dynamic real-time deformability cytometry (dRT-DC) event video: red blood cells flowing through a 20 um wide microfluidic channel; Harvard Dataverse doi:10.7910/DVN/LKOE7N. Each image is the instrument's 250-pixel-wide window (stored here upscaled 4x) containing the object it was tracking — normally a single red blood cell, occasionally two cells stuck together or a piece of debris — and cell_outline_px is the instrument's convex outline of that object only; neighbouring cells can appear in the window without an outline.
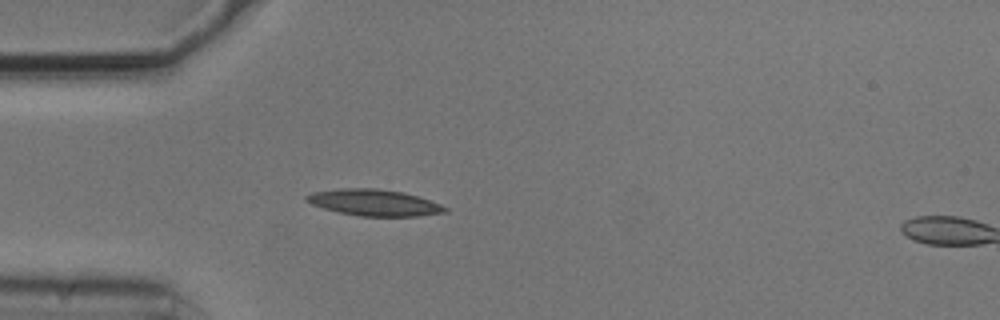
{"species": "common noctule bat (a hibernating species)", "species_latin": "Nyctalus noctula", "temperature_condition": "cold", "stored_images_in_passage": 2, "segment_of_instrument_passage": [1, 2], "camera_frame_rate_fps": 3000, "um_per_image_px": 0.085, "animal": {"sex": "male", "body_mass_g": 20.5, "forearm_length_mm": 52.5}, "frame": {"image": 1, "passage_image": 1, "time_ms": 0.0, "image_size_px": [1000, 320], "cell_outline_px": [[448, 212], [416, 216], [360, 216], [340, 212], [324, 208], [312, 204], [304, 200], [304, 196], [312, 192], [340, 188], [376, 188], [404, 192], [440, 204], [448, 208]], "centroid_in_image_um": [31.78, 17.21], "position_along_channel_um": 53.2, "area_um2": 21.21}}